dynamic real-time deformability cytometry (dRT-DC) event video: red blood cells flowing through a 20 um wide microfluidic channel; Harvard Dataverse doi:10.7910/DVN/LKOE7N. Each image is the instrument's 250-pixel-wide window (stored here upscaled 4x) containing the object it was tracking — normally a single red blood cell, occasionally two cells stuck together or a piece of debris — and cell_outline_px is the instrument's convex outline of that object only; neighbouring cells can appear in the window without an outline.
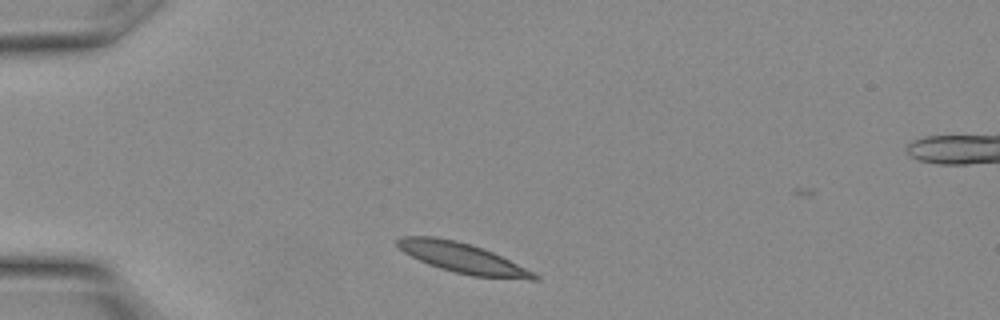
{"species": "Egyptian fruit bat (a non-hibernating species)", "species_latin": "Rousettus aegyptiacus", "temperature_condition": "warm", "stored_images_in_passage": 12, "camera_frame_rate_fps": 3000, "um_per_image_px": 0.085, "animal": {"sex": "female"}, "frame": {"image": 1, "passage_image": 1, "time_ms": 0.0, "image_size_px": [1000, 320], "cell_outline_px": [[540, 280], [532, 280], [472, 276], [440, 268], [428, 264], [404, 252], [396, 244], [396, 240], [404, 236], [432, 236], [456, 240], [492, 252], [540, 276]], "centroid_in_image_um": [39.3, 21.93], "position_along_channel_um": 45.7, "area_um2": 23.41}}
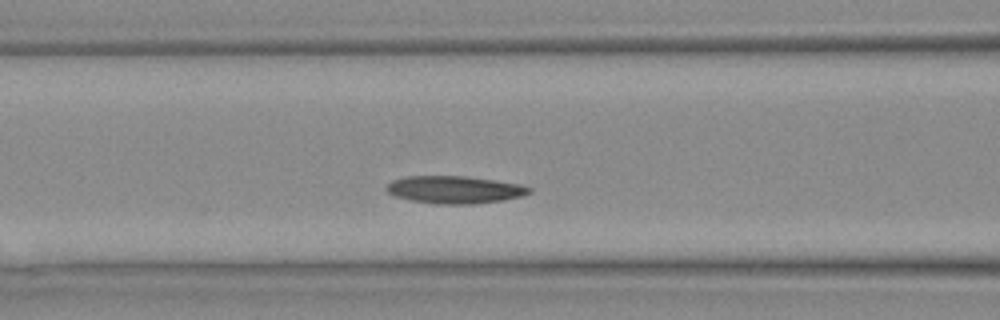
{"frame": {"image": 2, "passage_image": 6, "time_ms": 1.667, "image_size_px": [1000, 320], "cell_outline_px": [[532, 192], [524, 196], [504, 200], [472, 204], [436, 204], [412, 200], [396, 196], [388, 192], [384, 188], [392, 180], [404, 176], [464, 176], [520, 184], [532, 188]], "centroid_in_image_um": [38.66, 16.12], "position_along_channel_um": 127.9, "area_um2": 22.89}}
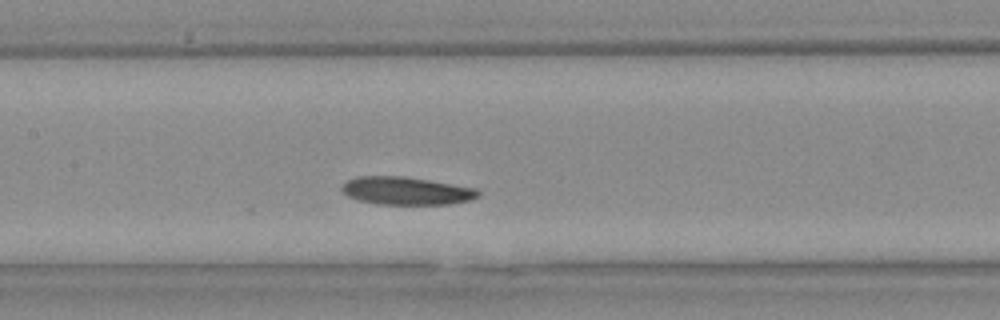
{"frame": {"image": 3, "passage_image": 8, "time_ms": 2.333, "image_size_px": [1000, 320], "cell_outline_px": [[480, 196], [472, 200], [448, 204], [376, 204], [356, 200], [348, 196], [340, 188], [348, 180], [356, 176], [404, 176], [476, 188], [480, 192]], "centroid_in_image_um": [34.53, 16.22], "position_along_channel_um": 172.9, "area_um2": 22.2}}